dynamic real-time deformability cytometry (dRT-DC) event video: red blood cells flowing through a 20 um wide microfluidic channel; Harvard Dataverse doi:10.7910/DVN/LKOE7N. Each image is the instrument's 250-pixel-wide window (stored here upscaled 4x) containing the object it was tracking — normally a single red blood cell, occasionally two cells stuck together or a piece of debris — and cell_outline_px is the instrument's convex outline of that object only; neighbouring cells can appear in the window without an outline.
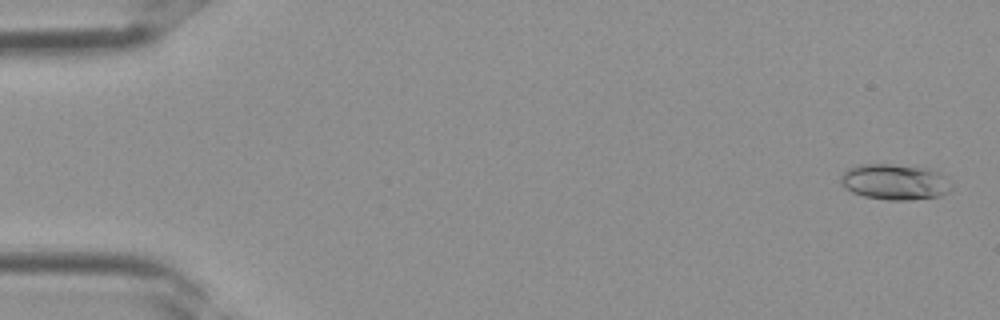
{"species": "Egyptian fruit bat (a non-hibernating species)", "species_latin": "Rousettus aegyptiacus", "temperature_condition": "room temperature", "stored_images_in_passage": 36, "camera_frame_rate_fps": 3000, "um_per_image_px": 0.085, "frame": {"image": 1, "passage_image": 1, "time_ms": 0.0, "image_size_px": [1000, 320], "cell_outline_px": [[952, 188], [948, 192], [940, 196], [912, 200], [888, 200], [864, 196], [852, 192], [844, 188], [840, 184], [840, 176], [848, 168], [860, 164], [892, 164], [928, 168], [940, 172], [948, 176], [952, 184]], "centroid_in_image_um": [76.09, 15.46], "position_along_channel_um": 8.9, "area_um2": 23.52}}
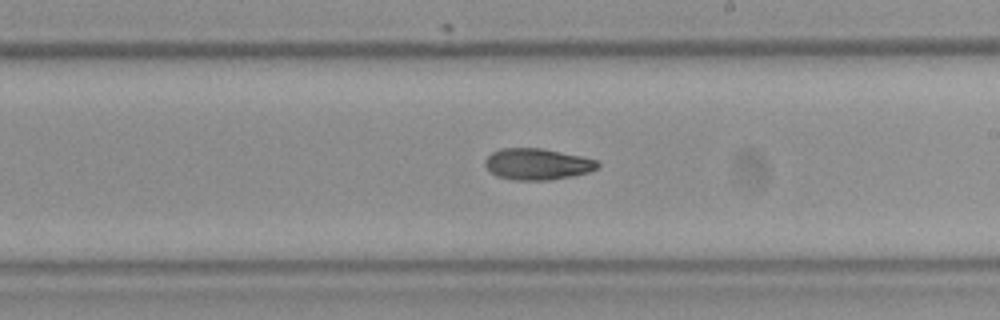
{"frame": {"image": 2, "passage_image": 21, "time_ms": 6.667, "image_size_px": [1000, 320], "cell_outline_px": [[600, 164], [596, 168], [588, 172], [572, 176], [548, 180], [512, 180], [496, 176], [484, 164], [484, 160], [492, 152], [500, 148], [540, 148], [580, 156], [596, 160]], "centroid_in_image_um": [45.63, 13.95], "position_along_channel_um": 243.4, "area_um2": 20.4}}
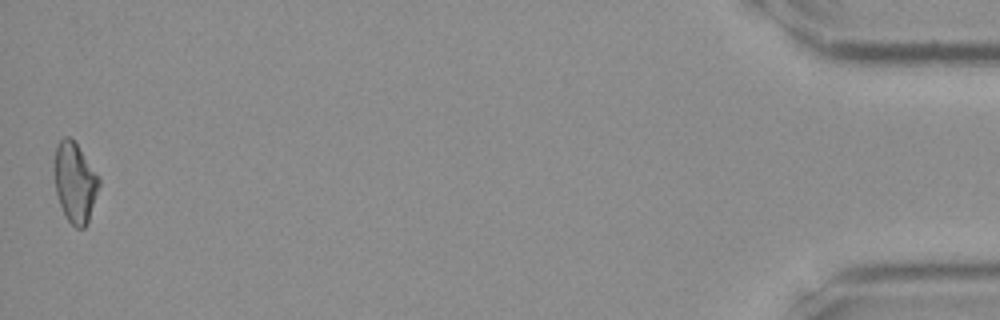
{"frame": {"image": 3, "passage_image": 36, "time_ms": 11.667, "image_size_px": [1000, 320], "cell_outline_px": [[100, 184], [88, 220], [84, 228], [76, 228], [68, 220], [60, 204], [56, 192], [52, 172], [52, 164], [56, 148], [60, 140], [64, 136], [68, 136], [76, 144], [100, 176]], "centroid_in_image_um": [6.34, 15.47], "position_along_channel_um": 428.9, "area_um2": 20.92}}